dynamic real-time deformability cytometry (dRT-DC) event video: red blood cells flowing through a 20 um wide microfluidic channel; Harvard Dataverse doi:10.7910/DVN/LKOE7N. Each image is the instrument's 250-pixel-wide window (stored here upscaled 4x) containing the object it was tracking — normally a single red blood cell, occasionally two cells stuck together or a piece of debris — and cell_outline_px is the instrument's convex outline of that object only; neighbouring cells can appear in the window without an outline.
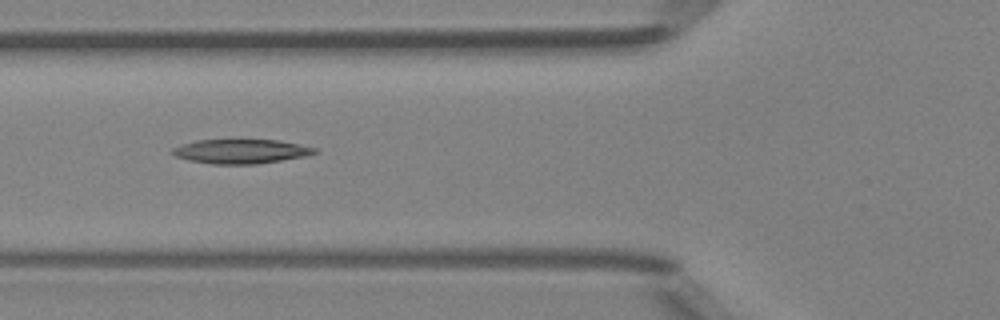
{"species": "Egyptian fruit bat (a non-hibernating species)", "species_latin": "Rousettus aegyptiacus", "temperature_condition": "room temperature", "stored_images_in_passage": 6, "camera_frame_rate_fps": 3000, "um_per_image_px": 0.085, "animal": {"sex": "female"}, "frame": {"image": 1, "passage_image": 4, "time_ms": 3.333, "image_size_px": [1000, 320], "cell_outline_px": [[320, 152], [304, 156], [256, 164], [212, 164], [188, 160], [176, 156], [172, 152], [172, 148], [196, 140], [280, 140], [316, 148]], "centroid_in_image_um": [20.49, 12.86], "position_along_channel_um": 105.3, "area_um2": 19.94}}
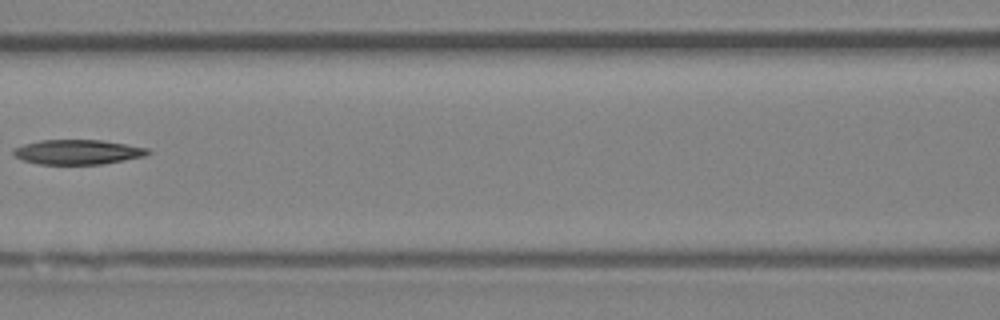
{"frame": {"image": 2, "passage_image": 5, "time_ms": 4.667, "image_size_px": [1000, 320], "cell_outline_px": [[152, 152], [144, 156], [124, 160], [100, 164], [36, 164], [24, 160], [16, 156], [12, 152], [12, 148], [24, 144], [40, 140], [100, 140], [148, 148]], "centroid_in_image_um": [6.58, 12.92], "position_along_channel_um": 160.0, "area_um2": 19.25}}
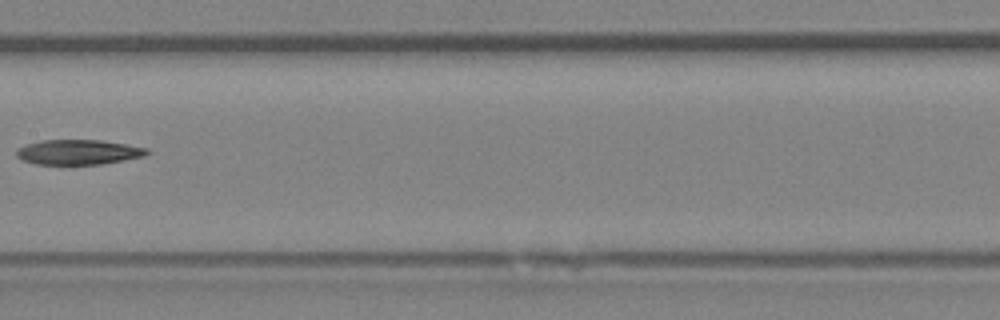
{"frame": {"image": 3, "passage_image": 6, "time_ms": 5.667, "image_size_px": [1000, 320], "cell_outline_px": [[152, 152], [144, 156], [124, 160], [100, 164], [36, 164], [24, 160], [16, 156], [16, 148], [24, 144], [40, 140], [100, 140], [148, 148]], "centroid_in_image_um": [6.64, 12.92], "position_along_channel_um": 200.8, "area_um2": 19.02}}